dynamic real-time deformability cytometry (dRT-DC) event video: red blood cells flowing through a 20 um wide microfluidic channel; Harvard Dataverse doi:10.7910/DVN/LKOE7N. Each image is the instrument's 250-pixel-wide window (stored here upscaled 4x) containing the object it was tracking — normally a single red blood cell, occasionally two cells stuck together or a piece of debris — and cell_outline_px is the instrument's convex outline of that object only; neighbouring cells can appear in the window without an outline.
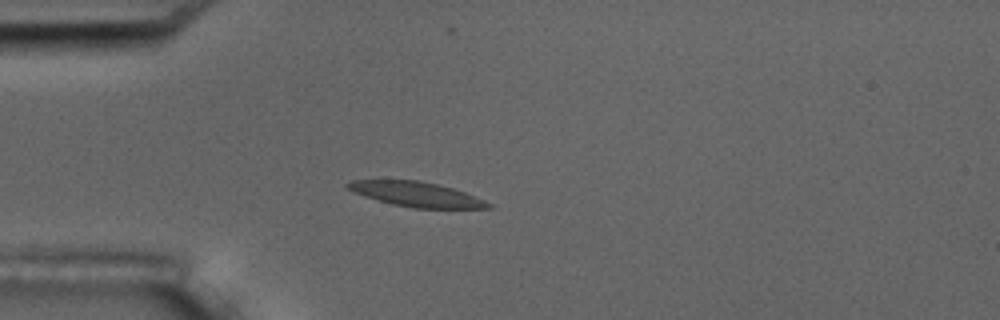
{"species": "common noctule bat (a hibernating species)", "species_latin": "Nyctalus noctula", "temperature_condition": "room temperature", "stored_images_in_passage": 5, "camera_frame_rate_fps": 3000, "um_per_image_px": 0.085, "animal": {"sex": "male", "body_mass_g": 17.5, "forearm_length_mm": 52.3}, "frame": {"image": 1, "passage_image": 5, "time_ms": 4.333, "image_size_px": [1000, 320], "cell_outline_px": [[492, 208], [412, 208], [392, 204], [356, 192], [348, 188], [344, 184], [352, 180], [416, 180], [436, 184], [452, 188], [464, 192], [484, 200], [492, 204]], "centroid_in_image_um": [35.42, 16.51], "position_along_channel_um": 49.6, "area_um2": 19.83}}